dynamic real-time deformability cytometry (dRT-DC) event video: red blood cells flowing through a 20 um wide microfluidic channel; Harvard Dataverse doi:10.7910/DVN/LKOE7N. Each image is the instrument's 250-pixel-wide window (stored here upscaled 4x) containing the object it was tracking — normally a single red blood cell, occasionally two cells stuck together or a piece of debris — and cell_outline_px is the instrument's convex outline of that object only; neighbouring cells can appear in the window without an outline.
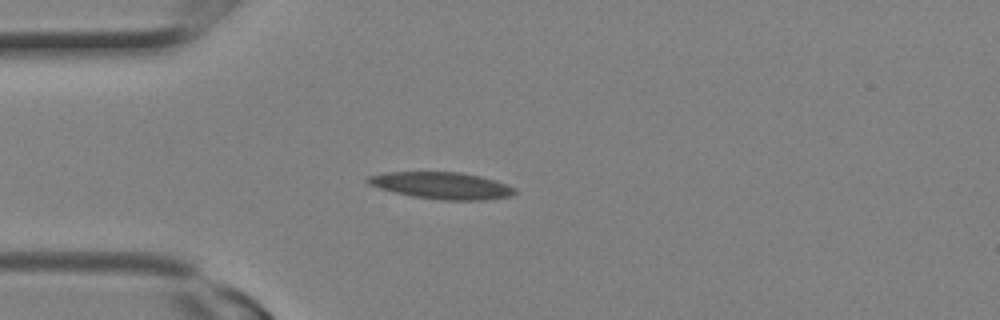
{"species": "Egyptian fruit bat (a non-hibernating species)", "species_latin": "Rousettus aegyptiacus", "temperature_condition": "room temperature", "stored_images_in_passage": 6, "camera_frame_rate_fps": 3000, "um_per_image_px": 0.085, "animal": {"sex": "female"}, "frame": {"image": 1, "passage_image": 2, "time_ms": 0.333, "image_size_px": [1000, 320], "cell_outline_px": [[516, 192], [512, 196], [484, 200], [440, 200], [412, 196], [380, 188], [368, 184], [364, 180], [368, 176], [384, 172], [460, 172], [480, 176], [516, 188]], "centroid_in_image_um": [37.52, 15.77], "position_along_channel_um": 47.5, "area_um2": 22.89}}
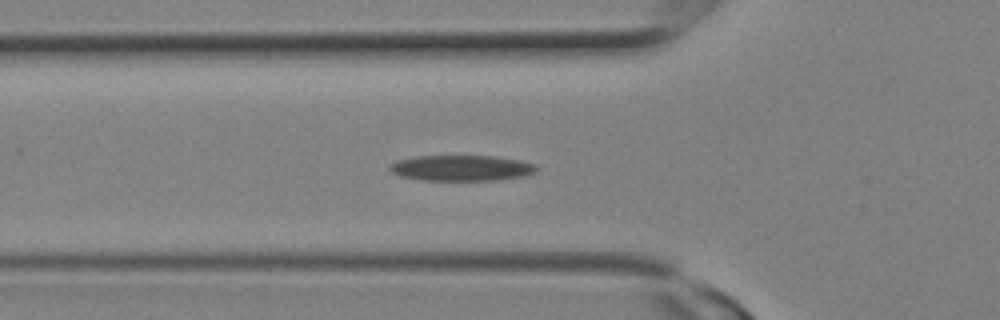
{"frame": {"image": 2, "passage_image": 4, "time_ms": 1.0, "image_size_px": [1000, 320], "cell_outline_px": [[536, 172], [524, 176], [496, 180], [420, 180], [400, 176], [392, 172], [388, 168], [388, 164], [396, 160], [416, 156], [492, 156], [520, 160], [536, 164]], "centroid_in_image_um": [39.19, 14.28], "position_along_channel_um": 86.6, "area_um2": 22.08}}
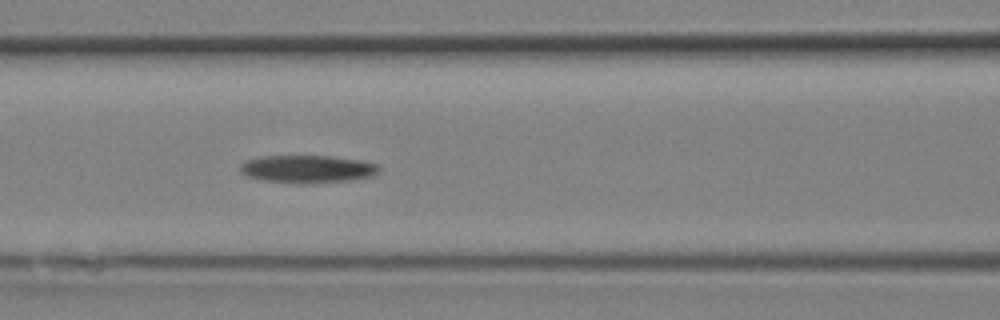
{"frame": {"image": 3, "passage_image": 6, "time_ms": 1.667, "image_size_px": [1000, 320], "cell_outline_px": [[380, 168], [372, 176], [348, 180], [264, 180], [248, 176], [240, 172], [240, 164], [244, 160], [260, 156], [332, 156], [360, 160], [376, 164]], "centroid_in_image_um": [26.09, 14.29], "position_along_channel_um": 140.5, "area_um2": 21.1}}